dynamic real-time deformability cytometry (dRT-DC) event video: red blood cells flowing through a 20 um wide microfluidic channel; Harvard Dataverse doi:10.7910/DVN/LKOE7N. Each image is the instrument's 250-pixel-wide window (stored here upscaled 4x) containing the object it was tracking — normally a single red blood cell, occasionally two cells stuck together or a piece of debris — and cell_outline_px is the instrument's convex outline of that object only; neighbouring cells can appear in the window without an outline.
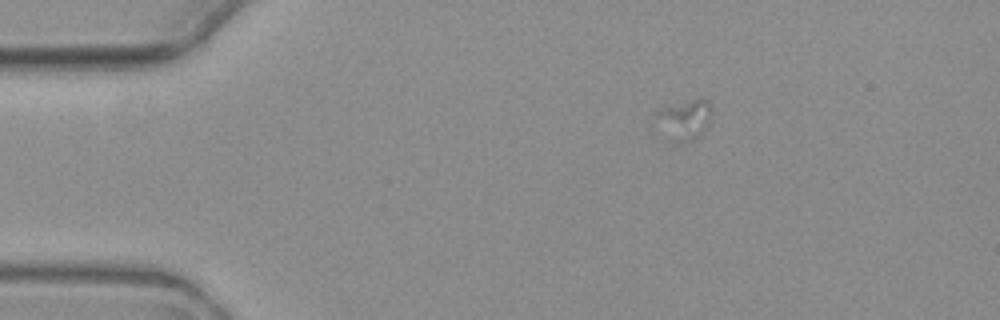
{"species": "common noctule bat (a hibernating species)", "species_latin": "Nyctalus noctula", "temperature_condition": "warm", "stored_images_in_passage": 4, "camera_frame_rate_fps": 3000, "um_per_image_px": 0.085, "animal": {"sex": "female", "body_mass_g": 19.3, "forearm_length_mm": 54.1}, "frame": {"image": 1, "passage_image": 1, "time_ms": 0.0, "image_size_px": [1000, 320], "cell_outline_px": [[712, 112], [708, 128], [696, 136], [688, 140], [652, 116], [652, 112], [656, 108], [700, 96], [708, 100]], "centroid_in_image_um": [58.3, 9.9], "position_along_channel_um": 26.7, "area_um2": 11.85}}
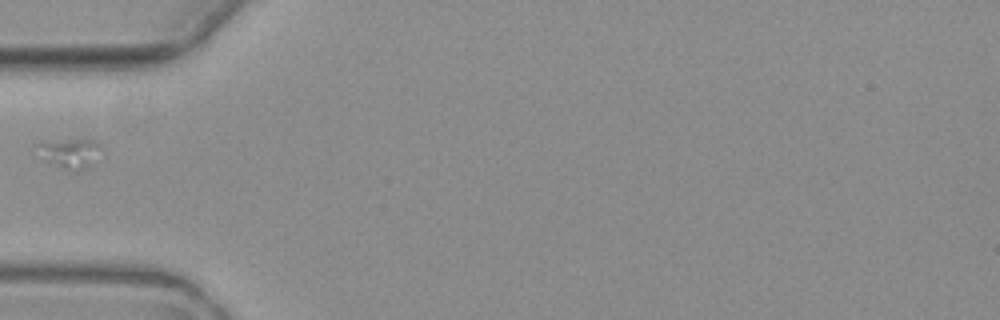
{"frame": {"image": 2, "passage_image": 4, "time_ms": 3.667, "image_size_px": [1000, 320], "cell_outline_px": [[100, 144], [88, 164], [84, 168], [76, 172], [48, 160], [32, 144], [44, 140], [92, 140]], "centroid_in_image_um": [5.81, 12.95], "position_along_channel_um": 79.2, "area_um2": 10.06}}